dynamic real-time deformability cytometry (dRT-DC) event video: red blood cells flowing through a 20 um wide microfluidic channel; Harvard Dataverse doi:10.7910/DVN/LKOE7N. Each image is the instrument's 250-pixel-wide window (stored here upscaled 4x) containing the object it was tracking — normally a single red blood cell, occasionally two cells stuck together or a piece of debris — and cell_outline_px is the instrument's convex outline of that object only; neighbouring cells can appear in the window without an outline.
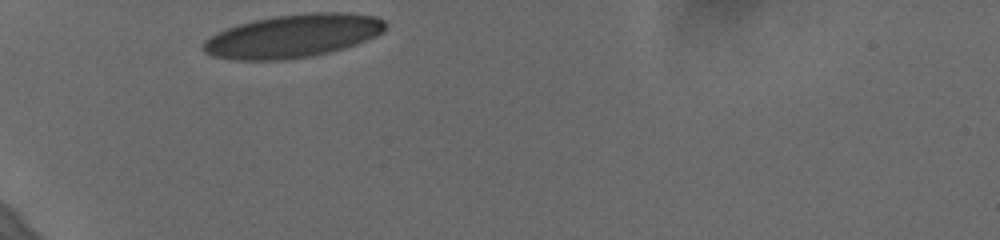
{"species": "human", "species_latin": "Homo sapiens", "temperature_condition": "cold", "stored_images_in_passage": 30, "camera_frame_rate_fps": 3000, "um_per_image_px": 0.085, "donor": {"sex": "female"}, "frame": {"image": 1, "passage_image": 1, "time_ms": 0.0, "image_size_px": [1000, 240], "cell_outline_px": [[384, 32], [376, 36], [356, 44], [344, 48], [312, 56], [284, 60], [228, 60], [212, 56], [204, 52], [200, 48], [204, 40], [216, 32], [252, 20], [276, 16], [312, 12], [348, 12], [376, 16], [384, 20]], "centroid_in_image_um": [24.87, 3.06], "position_along_channel_um": 60.1, "area_um2": 46.12}}
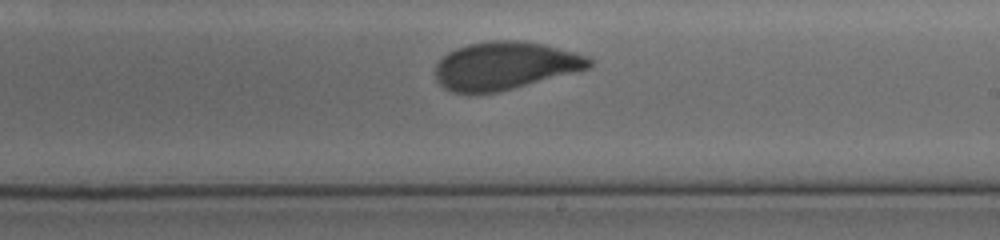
{"frame": {"image": 2, "passage_image": 18, "time_ms": 5.667, "image_size_px": [1000, 240], "cell_outline_px": [[592, 64], [588, 68], [512, 88], [496, 92], [452, 92], [444, 88], [436, 80], [436, 64], [448, 52], [456, 48], [468, 44], [492, 40], [520, 40], [540, 44], [572, 52], [584, 56], [592, 60]], "centroid_in_image_um": [42.85, 5.57], "position_along_channel_um": 246.1, "area_um2": 41.96}}
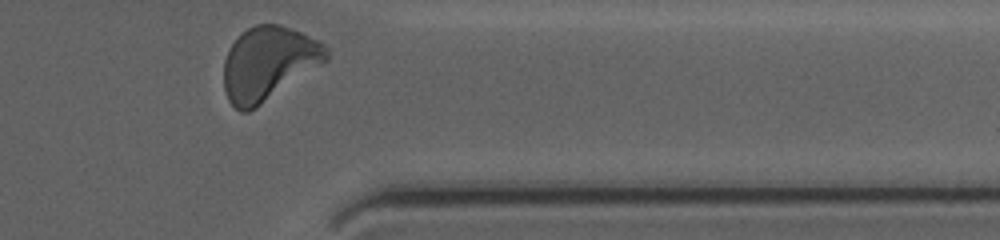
{"frame": {"image": 3, "passage_image": 30, "time_ms": 9.667, "image_size_px": [1000, 240], "cell_outline_px": [[328, 60], [256, 108], [248, 112], [240, 112], [228, 100], [224, 88], [224, 60], [228, 48], [248, 28], [256, 24], [280, 24], [292, 28], [320, 40], [328, 48]], "centroid_in_image_um": [22.83, 5.39], "position_along_channel_um": 388.6, "area_um2": 44.04}, "authors_computed_cell_mechanics": {"area_um2": 43.9569, "velocity_mm_per_s": 3.6332, "shape_relaxation_time_tau1_ms": 3.5686, "shape_relaxation_time_tau2_ms": 0.7779, "deformation_change_tau1": 0.1339, "deformation_change_tau2": 0.0563}}